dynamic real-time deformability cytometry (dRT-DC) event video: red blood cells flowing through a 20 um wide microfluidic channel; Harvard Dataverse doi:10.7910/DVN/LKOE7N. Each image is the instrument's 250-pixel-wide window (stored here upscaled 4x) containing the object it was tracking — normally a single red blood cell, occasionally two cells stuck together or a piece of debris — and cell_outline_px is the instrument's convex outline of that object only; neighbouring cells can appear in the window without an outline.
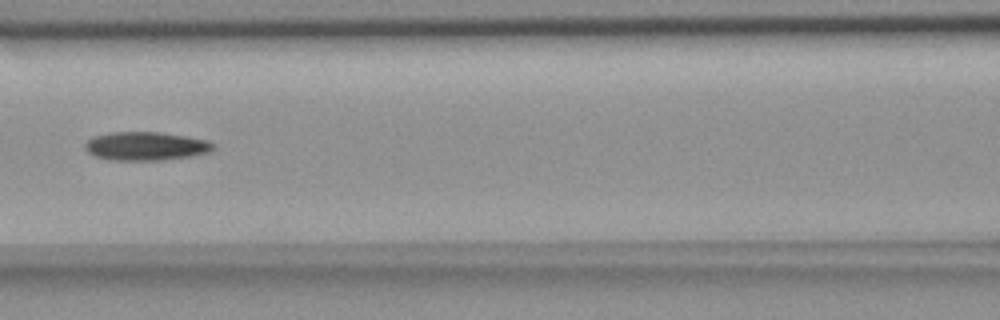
{"species": "common noctule bat (a hibernating species)", "species_latin": "Nyctalus noctula", "temperature_condition": "room temperature", "stored_images_in_passage": 3, "camera_frame_rate_fps": 3000, "um_per_image_px": 0.085, "animal": {"sex": "female", "body_mass_g": 18.4}, "frame": {"image": 1, "passage_image": 3, "time_ms": 2.333, "image_size_px": [1000, 320], "cell_outline_px": [[216, 148], [208, 152], [188, 156], [160, 160], [108, 160], [96, 156], [88, 152], [84, 148], [84, 144], [92, 136], [112, 132], [160, 132], [208, 140]], "centroid_in_image_um": [12.35, 12.41], "position_along_channel_um": 154.3, "area_um2": 21.21}}